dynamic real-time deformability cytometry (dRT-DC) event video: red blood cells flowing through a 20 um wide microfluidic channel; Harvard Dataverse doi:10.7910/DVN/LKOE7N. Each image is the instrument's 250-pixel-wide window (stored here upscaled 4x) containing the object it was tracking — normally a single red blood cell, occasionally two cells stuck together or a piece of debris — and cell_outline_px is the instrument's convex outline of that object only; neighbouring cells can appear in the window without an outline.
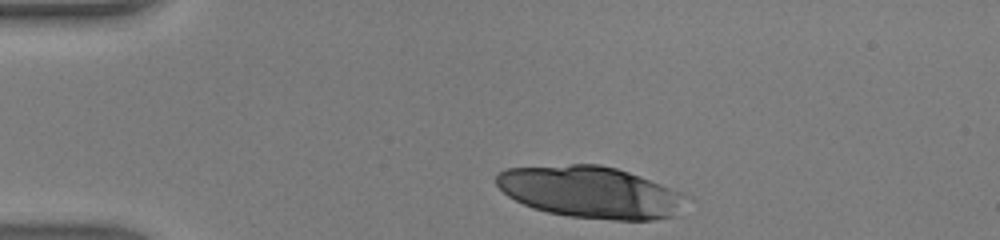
{"species": "human", "species_latin": "Homo sapiens", "temperature_condition": "warm", "stored_images_in_passage": 12, "camera_frame_rate_fps": 3000, "um_per_image_px": 0.085, "donor": {"sex": "male"}, "frame": {"image": 1, "passage_image": 1, "time_ms": 0.0, "image_size_px": [1000, 240], "cell_outline_px": [[692, 200], [680, 216], [652, 220], [612, 220], [568, 216], [548, 212], [532, 208], [508, 196], [496, 184], [496, 172], [504, 168], [572, 164], [600, 164], [616, 168], [628, 172], [692, 196]], "centroid_in_image_um": [50.29, 16.35], "position_along_channel_um": 34.7, "area_um2": 58.15}}